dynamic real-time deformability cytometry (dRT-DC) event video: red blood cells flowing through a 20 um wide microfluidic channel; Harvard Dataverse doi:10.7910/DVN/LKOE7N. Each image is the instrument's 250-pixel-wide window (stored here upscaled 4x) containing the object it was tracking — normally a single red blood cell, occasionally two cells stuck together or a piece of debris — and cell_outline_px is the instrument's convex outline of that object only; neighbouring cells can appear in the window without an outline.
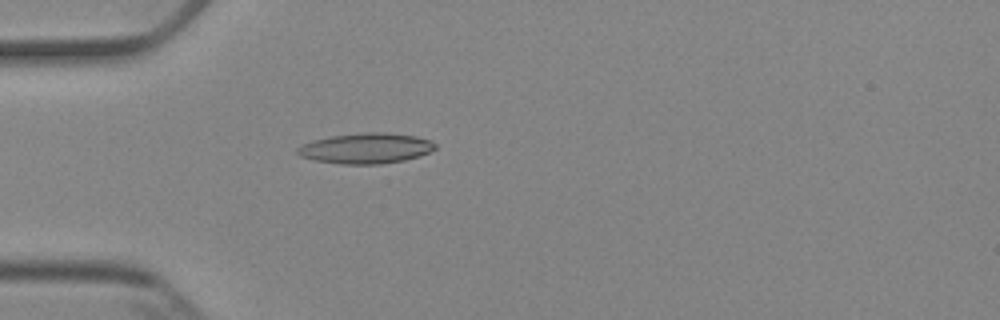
{"species": "Egyptian fruit bat (a non-hibernating species)", "species_latin": "Rousettus aegyptiacus", "temperature_condition": "cold", "stored_images_in_passage": 4, "camera_frame_rate_fps": 3000, "um_per_image_px": 0.085, "animal": {"sex": "female"}, "frame": {"image": 1, "passage_image": 4, "time_ms": 4.333, "image_size_px": [1000, 320], "cell_outline_px": [[436, 148], [428, 152], [404, 160], [380, 164], [340, 164], [312, 160], [300, 156], [296, 152], [296, 148], [312, 140], [332, 136], [364, 132], [384, 132], [416, 136], [432, 140], [436, 144]], "centroid_in_image_um": [31.08, 12.6], "position_along_channel_um": 53.9, "area_um2": 24.45}}